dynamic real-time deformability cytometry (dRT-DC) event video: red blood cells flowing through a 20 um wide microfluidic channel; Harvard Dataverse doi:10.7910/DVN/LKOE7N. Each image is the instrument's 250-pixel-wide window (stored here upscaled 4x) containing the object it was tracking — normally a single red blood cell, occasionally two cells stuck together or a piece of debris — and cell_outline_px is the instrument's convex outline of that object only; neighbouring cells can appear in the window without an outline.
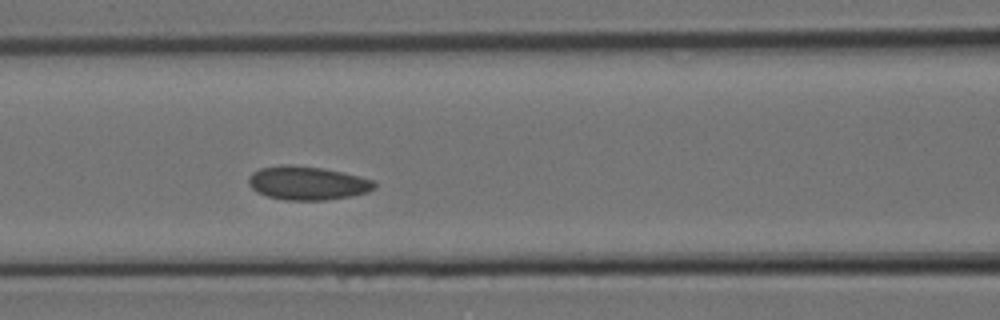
{"species": "Egyptian fruit bat (a non-hibernating species)", "species_latin": "Rousettus aegyptiacus", "temperature_condition": "room temperature", "stored_images_in_passage": 7, "segment_of_instrument_passage": [1, 2], "camera_frame_rate_fps": 3000, "um_per_image_px": 0.085, "animal": {"sex": "female"}, "frame": {"image": 1, "passage_image": 6, "time_ms": 1.667, "image_size_px": [1000, 320], "cell_outline_px": [[376, 188], [368, 192], [352, 196], [324, 200], [284, 200], [268, 196], [256, 192], [248, 184], [248, 176], [252, 172], [260, 168], [280, 164], [288, 164], [324, 168], [360, 176], [372, 180], [376, 184]], "centroid_in_image_um": [26.11, 15.55], "position_along_channel_um": 140.5, "area_um2": 24.91}}